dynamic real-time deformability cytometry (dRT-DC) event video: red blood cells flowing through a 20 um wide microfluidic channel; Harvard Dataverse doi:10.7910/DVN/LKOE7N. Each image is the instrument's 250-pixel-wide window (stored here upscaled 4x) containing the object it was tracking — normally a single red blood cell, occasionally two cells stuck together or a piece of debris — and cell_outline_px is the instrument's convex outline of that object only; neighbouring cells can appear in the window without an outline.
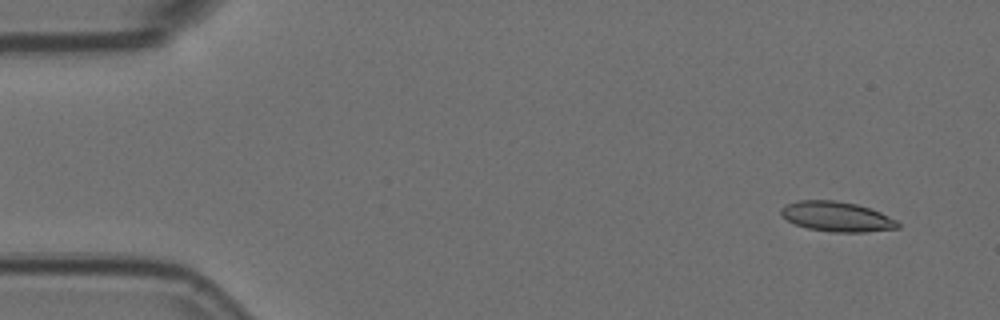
{"species": "Egyptian fruit bat (a non-hibernating species)", "species_latin": "Rousettus aegyptiacus", "temperature_condition": "room temperature", "stored_images_in_passage": 4, "camera_frame_rate_fps": 3000, "um_per_image_px": 0.085, "animal": {"sex": "female"}, "frame": {"image": 1, "passage_image": 1, "time_ms": 0.0, "image_size_px": [1000, 320], "cell_outline_px": [[900, 228], [864, 232], [832, 232], [808, 228], [796, 224], [780, 216], [780, 208], [784, 204], [796, 200], [836, 200], [856, 204], [872, 208], [896, 220], [900, 224]], "centroid_in_image_um": [71.1, 18.4], "position_along_channel_um": 13.9, "area_um2": 20.58}}
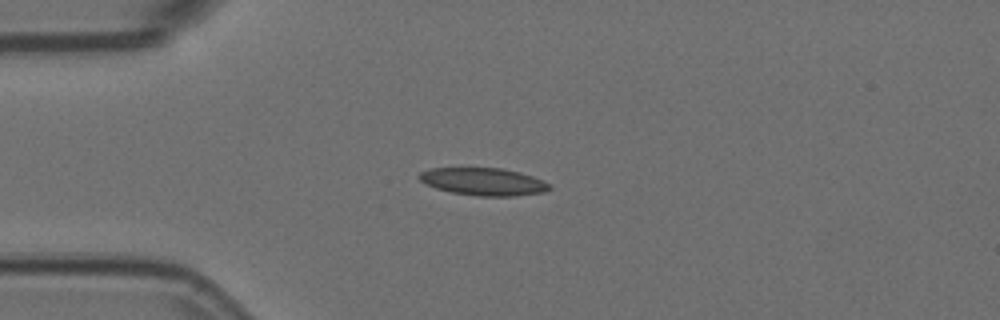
{"frame": {"image": 2, "passage_image": 4, "time_ms": 1.0, "image_size_px": [1000, 320], "cell_outline_px": [[552, 188], [544, 192], [516, 196], [476, 196], [452, 192], [436, 188], [420, 180], [416, 176], [420, 172], [432, 168], [500, 168], [520, 172], [532, 176], [548, 184]], "centroid_in_image_um": [41.08, 15.44], "position_along_channel_um": 43.9, "area_um2": 20.75}}